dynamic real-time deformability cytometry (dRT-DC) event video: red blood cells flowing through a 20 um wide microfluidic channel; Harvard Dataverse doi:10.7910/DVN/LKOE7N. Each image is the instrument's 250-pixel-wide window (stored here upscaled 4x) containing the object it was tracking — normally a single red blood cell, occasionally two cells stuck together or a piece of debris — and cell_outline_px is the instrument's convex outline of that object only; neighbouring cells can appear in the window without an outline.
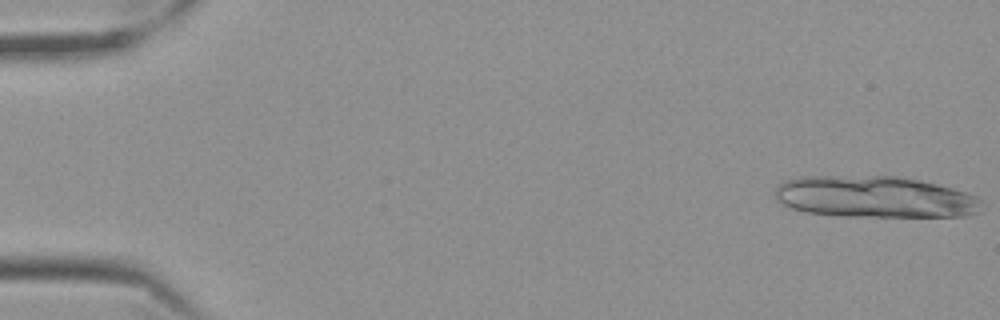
{"species": "Egyptian fruit bat (a non-hibernating species)", "species_latin": "Rousettus aegyptiacus", "temperature_condition": "cold", "stored_images_in_passage": 15, "camera_frame_rate_fps": 3000, "um_per_image_px": 0.085, "frame": {"image": 1, "passage_image": 1, "time_ms": 0.0, "image_size_px": [1000, 320], "cell_outline_px": [[984, 200], [976, 212], [964, 216], [840, 216], [804, 212], [792, 208], [784, 204], [776, 196], [776, 188], [784, 180], [800, 176], [896, 176], [920, 180], [952, 188], [976, 196]], "centroid_in_image_um": [74.34, 16.73], "position_along_channel_um": 10.7, "area_um2": 49.88}}
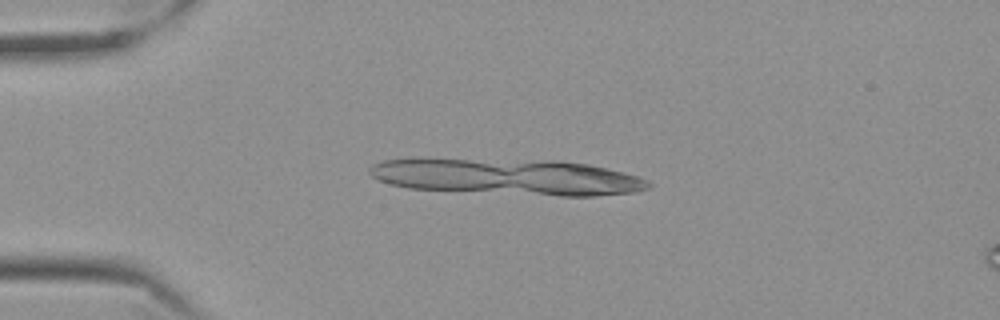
{"frame": {"image": 2, "passage_image": 13, "time_ms": 4.0, "image_size_px": [1000, 320], "cell_outline_px": [[652, 188], [636, 192], [592, 196], [560, 196], [408, 188], [392, 184], [380, 180], [372, 176], [368, 172], [368, 168], [372, 164], [384, 160], [408, 156], [424, 156], [556, 160], [588, 164], [636, 176], [648, 180], [652, 184]], "centroid_in_image_um": [43.01, 14.98], "position_along_channel_um": 42.0, "area_um2": 60.34}}